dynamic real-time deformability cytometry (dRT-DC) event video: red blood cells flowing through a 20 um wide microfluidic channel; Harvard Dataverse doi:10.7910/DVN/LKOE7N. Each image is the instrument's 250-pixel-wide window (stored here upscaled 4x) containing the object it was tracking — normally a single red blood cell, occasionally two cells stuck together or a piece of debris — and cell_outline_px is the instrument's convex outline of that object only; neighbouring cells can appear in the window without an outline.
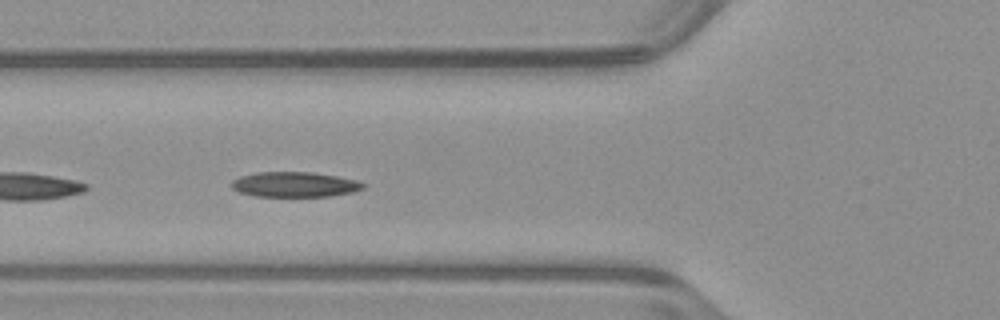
{"species": "common noctule bat (a hibernating species)", "species_latin": "Nyctalus noctula", "temperature_condition": "warm", "stored_images_in_passage": 33, "camera_frame_rate_fps": 3000, "um_per_image_px": 0.085, "animal": {"sex": "male", "body_mass_g": 23.1, "forearm_length_mm": 52.7}, "frame": {"image": 1, "passage_image": 19, "time_ms": 6.0, "image_size_px": [1000, 320], "cell_outline_px": [[364, 188], [352, 192], [328, 196], [256, 196], [240, 192], [232, 188], [232, 180], [240, 176], [256, 172], [312, 172], [336, 176], [356, 180], [364, 184]], "centroid_in_image_um": [25.02, 15.67], "position_along_channel_um": 100.8, "area_um2": 19.07}}
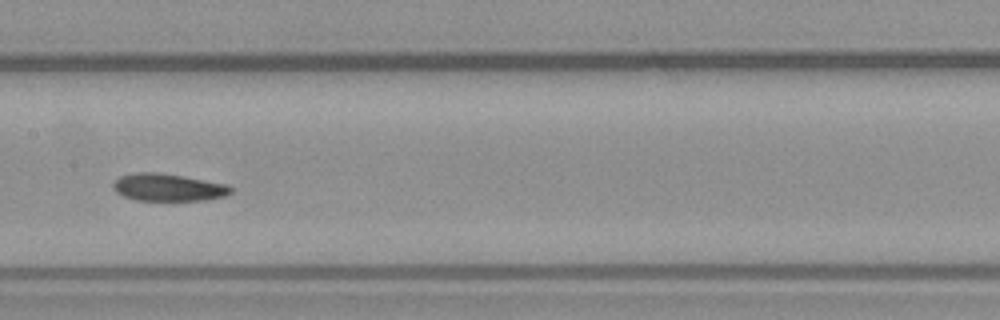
{"frame": {"image": 2, "passage_image": 26, "time_ms": 8.333, "image_size_px": [1000, 320], "cell_outline_px": [[232, 192], [224, 196], [204, 200], [136, 200], [124, 196], [116, 192], [112, 188], [112, 184], [120, 176], [136, 172], [156, 172], [184, 176], [228, 184], [232, 188]], "centroid_in_image_um": [14.29, 15.92], "position_along_channel_um": 193.1, "area_um2": 18.79}}